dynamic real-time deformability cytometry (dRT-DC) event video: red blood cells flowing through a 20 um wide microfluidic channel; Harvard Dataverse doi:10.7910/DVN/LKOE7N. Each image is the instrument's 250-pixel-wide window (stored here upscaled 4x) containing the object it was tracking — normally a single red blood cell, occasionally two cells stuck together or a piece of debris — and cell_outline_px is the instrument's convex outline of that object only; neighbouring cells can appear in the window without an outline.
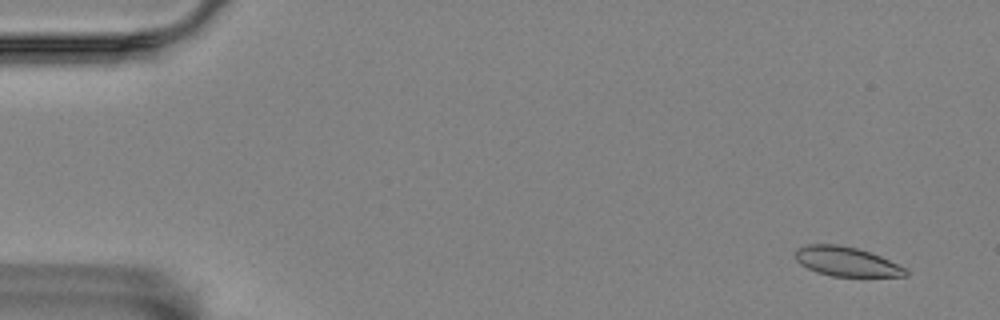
{"species": "Egyptian fruit bat (a non-hibernating species)", "species_latin": "Rousettus aegyptiacus", "temperature_condition": "room temperature", "stored_images_in_passage": 6, "camera_frame_rate_fps": 3000, "um_per_image_px": 0.085, "animal": {"sex": "female"}, "frame": {"image": 1, "passage_image": 1, "time_ms": 0.0, "image_size_px": [1000, 320], "cell_outline_px": [[908, 276], [832, 276], [816, 272], [800, 264], [796, 260], [796, 248], [808, 244], [836, 244], [856, 248], [880, 256], [904, 268], [908, 272]], "centroid_in_image_um": [71.9, 22.23], "position_along_channel_um": 13.1, "area_um2": 18.61}}